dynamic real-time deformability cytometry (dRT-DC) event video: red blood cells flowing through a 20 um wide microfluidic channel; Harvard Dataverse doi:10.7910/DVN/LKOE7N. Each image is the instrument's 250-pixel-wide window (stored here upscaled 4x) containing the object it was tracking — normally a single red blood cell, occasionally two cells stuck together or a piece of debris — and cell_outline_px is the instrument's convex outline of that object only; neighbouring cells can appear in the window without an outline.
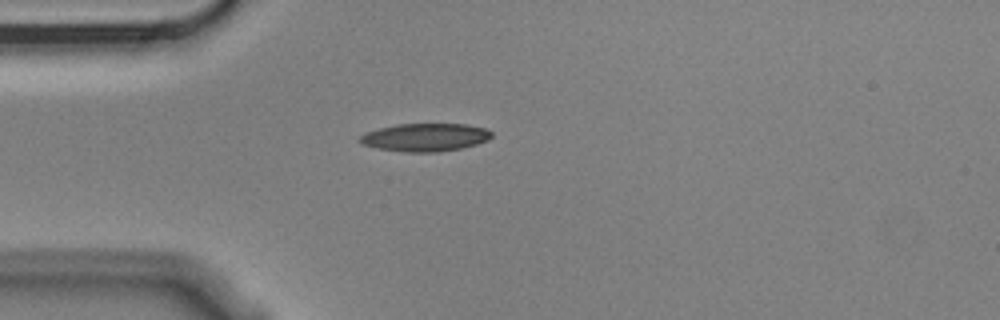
{"species": "Egyptian fruit bat (a non-hibernating species)", "species_latin": "Rousettus aegyptiacus", "temperature_condition": "cold", "stored_images_in_passage": 1, "camera_frame_rate_fps": 3000, "um_per_image_px": 0.085, "animal": {"sex": "male"}, "frame": {"image": 1, "passage_image": 1, "time_ms": 0.0, "image_size_px": [1000, 320], "cell_outline_px": [[492, 136], [488, 140], [476, 144], [460, 148], [436, 152], [404, 152], [376, 148], [360, 144], [360, 136], [368, 132], [380, 128], [396, 124], [464, 124], [484, 128], [492, 132]], "centroid_in_image_um": [36.13, 11.67], "position_along_channel_um": 48.9, "area_um2": 21.33}}